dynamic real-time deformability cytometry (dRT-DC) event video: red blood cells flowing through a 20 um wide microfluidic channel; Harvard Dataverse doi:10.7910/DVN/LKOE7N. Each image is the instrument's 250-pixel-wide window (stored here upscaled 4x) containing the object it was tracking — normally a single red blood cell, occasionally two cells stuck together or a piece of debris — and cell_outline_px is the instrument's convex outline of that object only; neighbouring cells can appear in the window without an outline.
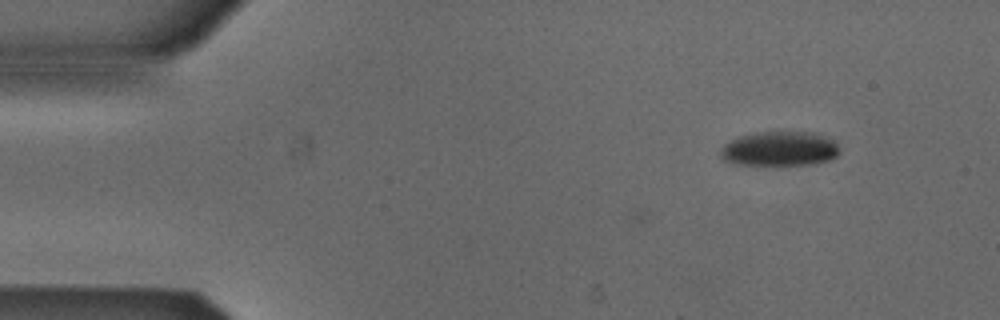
{"species": "Egyptian fruit bat (a non-hibernating species)", "species_latin": "Rousettus aegyptiacus", "temperature_condition": "cold", "stored_images_in_passage": 36, "camera_frame_rate_fps": 3000, "um_per_image_px": 0.085, "animal": {"sex": "male"}, "frame": {"image": 1, "passage_image": 1, "time_ms": 0.0, "image_size_px": [1000, 320], "cell_outline_px": [[840, 152], [836, 156], [828, 160], [816, 164], [732, 164], [724, 160], [720, 156], [720, 152], [724, 144], [740, 136], [756, 132], [812, 132], [836, 140], [840, 148]], "centroid_in_image_um": [66.3, 12.64], "position_along_channel_um": 18.7, "area_um2": 23.99}}
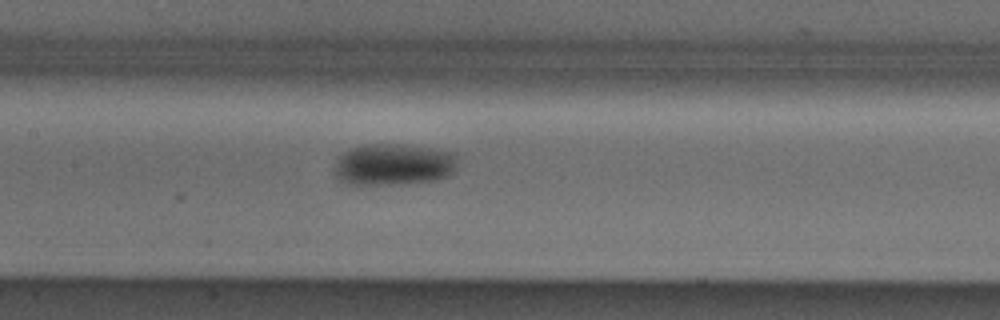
{"frame": {"image": 2, "passage_image": 20, "time_ms": 6.333, "image_size_px": [1000, 320], "cell_outline_px": [[456, 164], [452, 172], [448, 176], [436, 180], [404, 184], [352, 184], [340, 180], [336, 176], [336, 160], [344, 152], [352, 148], [368, 144], [400, 144], [432, 148], [452, 152], [456, 156]], "centroid_in_image_um": [33.47, 13.98], "position_along_channel_um": 173.9, "area_um2": 29.71}}
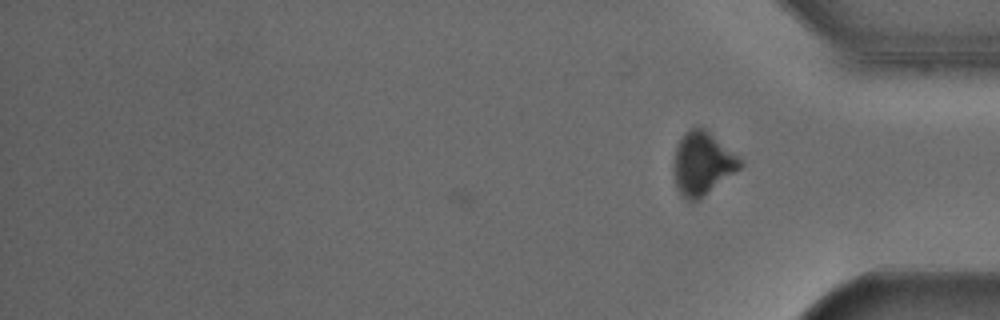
{"frame": {"image": 3, "passage_image": 36, "time_ms": 11.667, "image_size_px": [1000, 320], "cell_outline_px": [[744, 164], [740, 168], [700, 200], [688, 200], [680, 192], [676, 184], [672, 168], [672, 164], [676, 148], [684, 132], [688, 128], [704, 128], [736, 156]], "centroid_in_image_um": [59.66, 13.91], "position_along_channel_um": 375.5, "area_um2": 23.93}, "authors_computed_cell_mechanics": {"area_um2": 28.0908, "velocity_mm_per_s": 3.879, "shape_relaxation_time_tau1_ms": 3.1567, "shape_relaxation_time_tau2_ms": null, "deformation_change_tau1": 0.0983, "deformation_change_tau2": null}}